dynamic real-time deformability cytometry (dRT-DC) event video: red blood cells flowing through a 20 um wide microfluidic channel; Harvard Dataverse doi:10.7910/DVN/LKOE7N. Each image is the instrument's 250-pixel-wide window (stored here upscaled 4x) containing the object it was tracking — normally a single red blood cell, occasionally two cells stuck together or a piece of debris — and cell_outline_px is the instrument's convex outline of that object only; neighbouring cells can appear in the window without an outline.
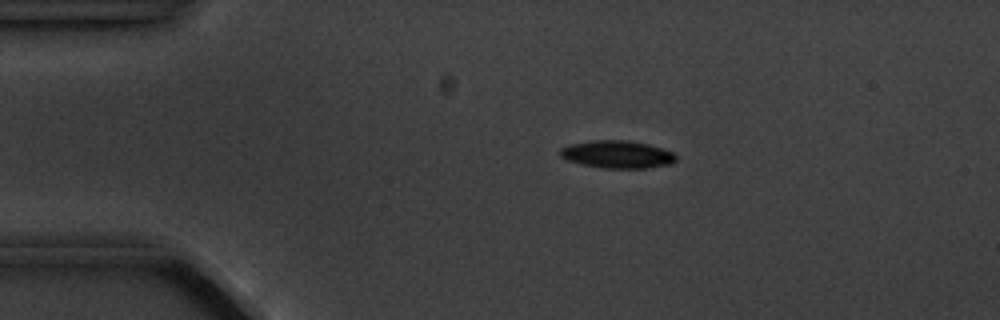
{"species": "common noctule bat (a hibernating species)", "species_latin": "Nyctalus noctula", "temperature_condition": "cold", "stored_images_in_passage": 5, "camera_frame_rate_fps": 3000, "um_per_image_px": 0.085, "animal": {"sex": "male", "body_mass_g": 20.1, "forearm_length_mm": 53.5}, "frame": {"image": 1, "passage_image": 3, "time_ms": 2.333, "image_size_px": [1000, 320], "cell_outline_px": [[676, 160], [672, 164], [644, 168], [604, 168], [584, 164], [568, 160], [560, 156], [560, 148], [568, 144], [588, 140], [628, 140], [648, 144], [672, 152], [676, 156]], "centroid_in_image_um": [52.45, 13.11], "position_along_channel_um": 32.6, "area_um2": 18.61}}